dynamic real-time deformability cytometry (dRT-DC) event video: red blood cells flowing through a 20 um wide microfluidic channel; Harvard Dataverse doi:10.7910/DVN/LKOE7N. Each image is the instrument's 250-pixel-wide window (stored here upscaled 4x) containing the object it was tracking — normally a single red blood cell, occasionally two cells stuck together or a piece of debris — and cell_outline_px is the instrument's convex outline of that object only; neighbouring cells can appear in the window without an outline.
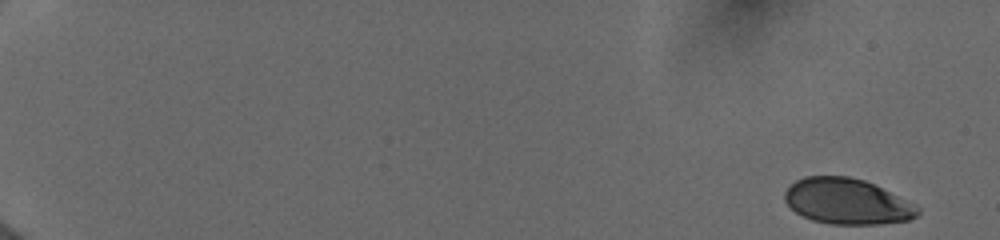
{"species": "human", "species_latin": "Homo sapiens", "temperature_condition": "cold", "stored_images_in_passage": 38, "camera_frame_rate_fps": 3000, "um_per_image_px": 0.085, "donor": {"sex": "female"}, "frame": {"image": 1, "passage_image": 1, "time_ms": 0.0, "image_size_px": [1000, 240], "cell_outline_px": [[920, 212], [916, 216], [908, 220], [880, 224], [832, 224], [812, 220], [796, 212], [784, 200], [784, 192], [796, 180], [804, 176], [848, 176], [864, 180], [916, 204], [920, 208]], "centroid_in_image_um": [72.01, 17.12], "position_along_channel_um": 13.0, "area_um2": 35.26}}
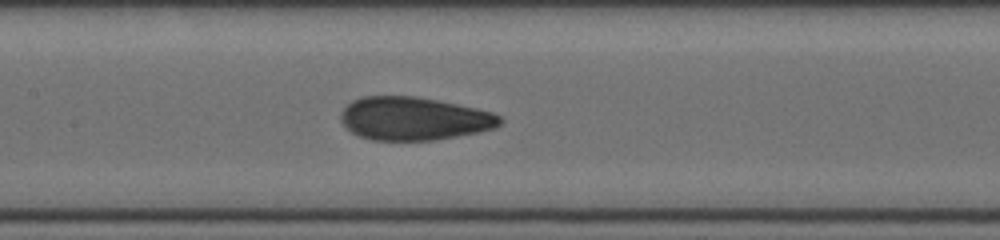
{"frame": {"image": 2, "passage_image": 22, "time_ms": 9.0, "image_size_px": [1000, 240], "cell_outline_px": [[504, 120], [496, 128], [480, 132], [432, 140], [372, 140], [360, 136], [352, 132], [340, 120], [340, 112], [352, 100], [364, 96], [412, 96], [436, 100], [456, 104], [492, 112], [500, 116]], "centroid_in_image_um": [35.18, 10.08], "position_along_channel_um": 172.2, "area_um2": 39.88}}
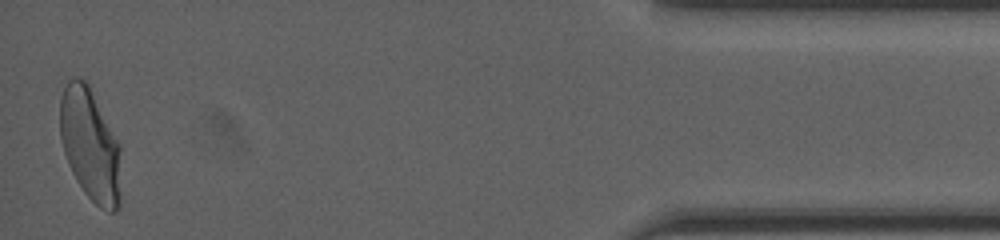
{"frame": {"image": 3, "passage_image": 38, "time_ms": 17.0, "image_size_px": [1000, 240], "cell_outline_px": [[120, 208], [116, 212], [108, 212], [100, 208], [84, 192], [76, 180], [68, 164], [64, 152], [60, 136], [60, 100], [64, 88], [68, 80], [72, 76], [76, 76], [84, 80], [88, 84], [120, 144]], "centroid_in_image_um": [7.67, 12.33], "position_along_channel_um": 427.5, "area_um2": 40.17}, "authors_computed_cell_mechanics": {"area_um2": 39.5352, "velocity_mm_per_s": 3.9949, "shape_relaxation_time_tau1_ms": 5.5302, "shape_relaxation_time_tau2_ms": null, "deformation_change_tau1": 0.1691, "deformation_change_tau2": null}}